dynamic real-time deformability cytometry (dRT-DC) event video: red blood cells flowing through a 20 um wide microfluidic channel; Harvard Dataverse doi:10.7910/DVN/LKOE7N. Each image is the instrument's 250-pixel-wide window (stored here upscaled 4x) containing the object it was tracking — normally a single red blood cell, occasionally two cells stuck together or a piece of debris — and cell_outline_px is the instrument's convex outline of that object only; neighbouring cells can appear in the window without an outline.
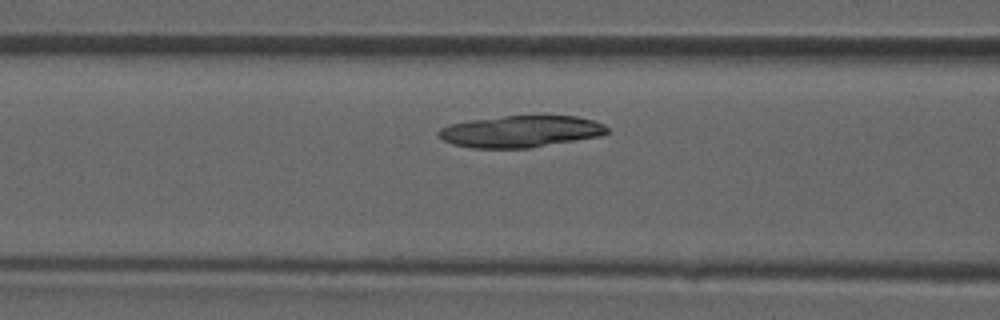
{"species": "common noctule bat (a hibernating species)", "species_latin": "Nyctalus noctula", "temperature_condition": "room temperature", "stored_images_in_passage": 40, "camera_frame_rate_fps": 3000, "um_per_image_px": 0.085, "animal": {"sex": "male", "forearm_length_mm": 52.5}, "frame": {"image": 1, "passage_image": 12, "time_ms": 3.667, "image_size_px": [1000, 320], "cell_outline_px": [[608, 132], [600, 136], [528, 148], [472, 148], [452, 144], [444, 140], [436, 132], [440, 128], [448, 124], [468, 120], [504, 116], [576, 116], [596, 120], [604, 124], [608, 128]], "centroid_in_image_um": [44.24, 11.17], "position_along_channel_um": 122.4, "area_um2": 31.21}}